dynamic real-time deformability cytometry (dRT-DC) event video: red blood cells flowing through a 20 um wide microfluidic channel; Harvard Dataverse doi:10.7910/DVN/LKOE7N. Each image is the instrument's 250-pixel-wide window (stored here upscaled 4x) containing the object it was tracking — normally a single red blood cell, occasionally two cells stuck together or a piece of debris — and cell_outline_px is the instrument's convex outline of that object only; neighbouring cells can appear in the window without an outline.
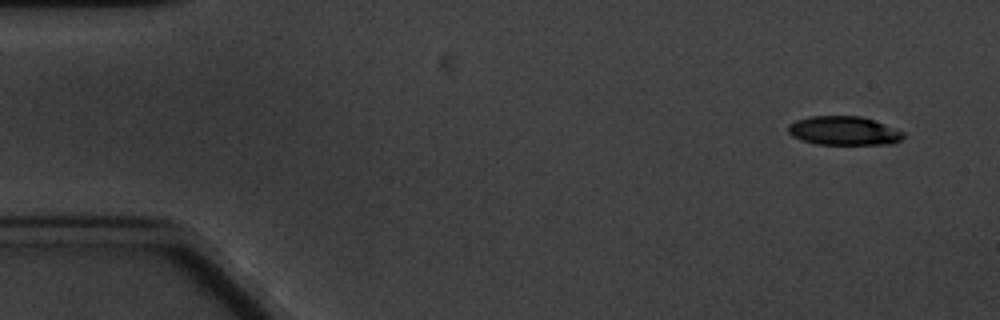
{"species": "common noctule bat (a hibernating species)", "species_latin": "Nyctalus noctula", "temperature_condition": "cold", "stored_images_in_passage": 4, "camera_frame_rate_fps": 3000, "um_per_image_px": 0.085, "animal": {"sex": "male", "body_mass_g": 20.1, "forearm_length_mm": 53.5}, "frame": {"image": 1, "passage_image": 1, "time_ms": 0.0, "image_size_px": [1000, 320], "cell_outline_px": [[904, 136], [900, 140], [892, 144], [816, 144], [800, 140], [792, 136], [788, 132], [788, 124], [796, 120], [812, 116], [860, 116], [872, 120], [904, 132]], "centroid_in_image_um": [71.68, 11.12], "position_along_channel_um": 13.3, "area_um2": 19.25}}
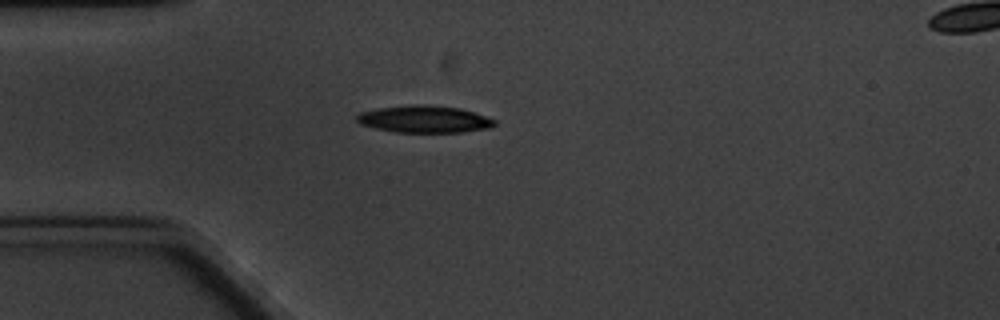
{"frame": {"image": 2, "passage_image": 4, "time_ms": 4.0, "image_size_px": [1000, 320], "cell_outline_px": [[496, 124], [488, 128], [460, 132], [396, 132], [376, 128], [360, 124], [356, 120], [356, 116], [360, 112], [376, 108], [412, 104], [428, 104], [460, 108], [476, 112], [496, 120]], "centroid_in_image_um": [36.06, 10.11], "position_along_channel_um": 48.9, "area_um2": 21.91}}